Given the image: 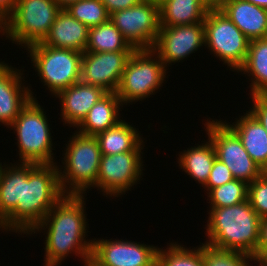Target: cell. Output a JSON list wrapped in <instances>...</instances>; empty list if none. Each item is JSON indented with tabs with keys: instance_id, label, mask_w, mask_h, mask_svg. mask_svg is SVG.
<instances>
[{
	"instance_id": "cell-37",
	"label": "cell",
	"mask_w": 267,
	"mask_h": 266,
	"mask_svg": "<svg viewBox=\"0 0 267 266\" xmlns=\"http://www.w3.org/2000/svg\"><path fill=\"white\" fill-rule=\"evenodd\" d=\"M205 7L210 10H221L230 0H201Z\"/></svg>"
},
{
	"instance_id": "cell-7",
	"label": "cell",
	"mask_w": 267,
	"mask_h": 266,
	"mask_svg": "<svg viewBox=\"0 0 267 266\" xmlns=\"http://www.w3.org/2000/svg\"><path fill=\"white\" fill-rule=\"evenodd\" d=\"M31 64L52 96L80 81L82 52L36 43L28 46Z\"/></svg>"
},
{
	"instance_id": "cell-35",
	"label": "cell",
	"mask_w": 267,
	"mask_h": 266,
	"mask_svg": "<svg viewBox=\"0 0 267 266\" xmlns=\"http://www.w3.org/2000/svg\"><path fill=\"white\" fill-rule=\"evenodd\" d=\"M253 258L255 261L267 262V217L261 219L259 241Z\"/></svg>"
},
{
	"instance_id": "cell-27",
	"label": "cell",
	"mask_w": 267,
	"mask_h": 266,
	"mask_svg": "<svg viewBox=\"0 0 267 266\" xmlns=\"http://www.w3.org/2000/svg\"><path fill=\"white\" fill-rule=\"evenodd\" d=\"M87 52L135 51L124 39L120 30L109 19L89 28Z\"/></svg>"
},
{
	"instance_id": "cell-19",
	"label": "cell",
	"mask_w": 267,
	"mask_h": 266,
	"mask_svg": "<svg viewBox=\"0 0 267 266\" xmlns=\"http://www.w3.org/2000/svg\"><path fill=\"white\" fill-rule=\"evenodd\" d=\"M221 11L251 41L267 38V10L244 0H230Z\"/></svg>"
},
{
	"instance_id": "cell-39",
	"label": "cell",
	"mask_w": 267,
	"mask_h": 266,
	"mask_svg": "<svg viewBox=\"0 0 267 266\" xmlns=\"http://www.w3.org/2000/svg\"><path fill=\"white\" fill-rule=\"evenodd\" d=\"M7 31V17L0 11V33L6 36Z\"/></svg>"
},
{
	"instance_id": "cell-23",
	"label": "cell",
	"mask_w": 267,
	"mask_h": 266,
	"mask_svg": "<svg viewBox=\"0 0 267 266\" xmlns=\"http://www.w3.org/2000/svg\"><path fill=\"white\" fill-rule=\"evenodd\" d=\"M208 11L201 0H165L159 5L160 26L201 23Z\"/></svg>"
},
{
	"instance_id": "cell-38",
	"label": "cell",
	"mask_w": 267,
	"mask_h": 266,
	"mask_svg": "<svg viewBox=\"0 0 267 266\" xmlns=\"http://www.w3.org/2000/svg\"><path fill=\"white\" fill-rule=\"evenodd\" d=\"M17 0H0V11L8 17L14 10Z\"/></svg>"
},
{
	"instance_id": "cell-29",
	"label": "cell",
	"mask_w": 267,
	"mask_h": 266,
	"mask_svg": "<svg viewBox=\"0 0 267 266\" xmlns=\"http://www.w3.org/2000/svg\"><path fill=\"white\" fill-rule=\"evenodd\" d=\"M207 194V200L210 203L209 208L228 207L247 200L248 184L233 179L222 186L211 189Z\"/></svg>"
},
{
	"instance_id": "cell-3",
	"label": "cell",
	"mask_w": 267,
	"mask_h": 266,
	"mask_svg": "<svg viewBox=\"0 0 267 266\" xmlns=\"http://www.w3.org/2000/svg\"><path fill=\"white\" fill-rule=\"evenodd\" d=\"M208 215L205 244L253 257L261 218L248 200L228 207L210 208Z\"/></svg>"
},
{
	"instance_id": "cell-4",
	"label": "cell",
	"mask_w": 267,
	"mask_h": 266,
	"mask_svg": "<svg viewBox=\"0 0 267 266\" xmlns=\"http://www.w3.org/2000/svg\"><path fill=\"white\" fill-rule=\"evenodd\" d=\"M68 142L62 159L64 170L58 165L61 189L64 194L83 195L96 187L102 153L95 136L76 131Z\"/></svg>"
},
{
	"instance_id": "cell-10",
	"label": "cell",
	"mask_w": 267,
	"mask_h": 266,
	"mask_svg": "<svg viewBox=\"0 0 267 266\" xmlns=\"http://www.w3.org/2000/svg\"><path fill=\"white\" fill-rule=\"evenodd\" d=\"M211 120L207 119L204 127L207 138L214 146L216 158L229 168L234 179L252 183L264 171L253 161L240 138L224 121Z\"/></svg>"
},
{
	"instance_id": "cell-13",
	"label": "cell",
	"mask_w": 267,
	"mask_h": 266,
	"mask_svg": "<svg viewBox=\"0 0 267 266\" xmlns=\"http://www.w3.org/2000/svg\"><path fill=\"white\" fill-rule=\"evenodd\" d=\"M158 247L128 240L93 239L92 266H156Z\"/></svg>"
},
{
	"instance_id": "cell-21",
	"label": "cell",
	"mask_w": 267,
	"mask_h": 266,
	"mask_svg": "<svg viewBox=\"0 0 267 266\" xmlns=\"http://www.w3.org/2000/svg\"><path fill=\"white\" fill-rule=\"evenodd\" d=\"M123 107L121 100L116 92H107L95 105L89 110L87 116L77 126V132L86 136H96L113 126L120 119V108ZM119 116V117H118Z\"/></svg>"
},
{
	"instance_id": "cell-24",
	"label": "cell",
	"mask_w": 267,
	"mask_h": 266,
	"mask_svg": "<svg viewBox=\"0 0 267 266\" xmlns=\"http://www.w3.org/2000/svg\"><path fill=\"white\" fill-rule=\"evenodd\" d=\"M178 156L179 168L204 187L216 158V152L210 139L208 138L206 143L183 150Z\"/></svg>"
},
{
	"instance_id": "cell-43",
	"label": "cell",
	"mask_w": 267,
	"mask_h": 266,
	"mask_svg": "<svg viewBox=\"0 0 267 266\" xmlns=\"http://www.w3.org/2000/svg\"><path fill=\"white\" fill-rule=\"evenodd\" d=\"M255 263H258V266H267V262H261V261H256ZM248 266H251L250 264Z\"/></svg>"
},
{
	"instance_id": "cell-41",
	"label": "cell",
	"mask_w": 267,
	"mask_h": 266,
	"mask_svg": "<svg viewBox=\"0 0 267 266\" xmlns=\"http://www.w3.org/2000/svg\"><path fill=\"white\" fill-rule=\"evenodd\" d=\"M267 10V0H244Z\"/></svg>"
},
{
	"instance_id": "cell-33",
	"label": "cell",
	"mask_w": 267,
	"mask_h": 266,
	"mask_svg": "<svg viewBox=\"0 0 267 266\" xmlns=\"http://www.w3.org/2000/svg\"><path fill=\"white\" fill-rule=\"evenodd\" d=\"M233 179L234 177L229 168L218 158H215L210 176L203 188L206 189L208 193L211 189L222 186Z\"/></svg>"
},
{
	"instance_id": "cell-20",
	"label": "cell",
	"mask_w": 267,
	"mask_h": 266,
	"mask_svg": "<svg viewBox=\"0 0 267 266\" xmlns=\"http://www.w3.org/2000/svg\"><path fill=\"white\" fill-rule=\"evenodd\" d=\"M238 118H236V122L232 123L233 125L224 122L240 138L243 147L253 161L264 172H267V132L265 128L249 111Z\"/></svg>"
},
{
	"instance_id": "cell-15",
	"label": "cell",
	"mask_w": 267,
	"mask_h": 266,
	"mask_svg": "<svg viewBox=\"0 0 267 266\" xmlns=\"http://www.w3.org/2000/svg\"><path fill=\"white\" fill-rule=\"evenodd\" d=\"M133 52H83L80 81L101 87L106 92H116Z\"/></svg>"
},
{
	"instance_id": "cell-31",
	"label": "cell",
	"mask_w": 267,
	"mask_h": 266,
	"mask_svg": "<svg viewBox=\"0 0 267 266\" xmlns=\"http://www.w3.org/2000/svg\"><path fill=\"white\" fill-rule=\"evenodd\" d=\"M203 258L205 266H248L254 261L252 256L235 251L222 250L203 243Z\"/></svg>"
},
{
	"instance_id": "cell-8",
	"label": "cell",
	"mask_w": 267,
	"mask_h": 266,
	"mask_svg": "<svg viewBox=\"0 0 267 266\" xmlns=\"http://www.w3.org/2000/svg\"><path fill=\"white\" fill-rule=\"evenodd\" d=\"M61 10L54 0H17L7 17L6 40L24 48L42 42Z\"/></svg>"
},
{
	"instance_id": "cell-22",
	"label": "cell",
	"mask_w": 267,
	"mask_h": 266,
	"mask_svg": "<svg viewBox=\"0 0 267 266\" xmlns=\"http://www.w3.org/2000/svg\"><path fill=\"white\" fill-rule=\"evenodd\" d=\"M96 139L102 154L114 155L129 151H142L144 139L138 130L125 120L97 134ZM142 145V146H141Z\"/></svg>"
},
{
	"instance_id": "cell-32",
	"label": "cell",
	"mask_w": 267,
	"mask_h": 266,
	"mask_svg": "<svg viewBox=\"0 0 267 266\" xmlns=\"http://www.w3.org/2000/svg\"><path fill=\"white\" fill-rule=\"evenodd\" d=\"M247 200L261 219L267 217V172L248 184Z\"/></svg>"
},
{
	"instance_id": "cell-1",
	"label": "cell",
	"mask_w": 267,
	"mask_h": 266,
	"mask_svg": "<svg viewBox=\"0 0 267 266\" xmlns=\"http://www.w3.org/2000/svg\"><path fill=\"white\" fill-rule=\"evenodd\" d=\"M84 196L65 194L28 234L47 230L44 266H60L73 253L82 259L84 266L90 263L93 240L85 238L89 231Z\"/></svg>"
},
{
	"instance_id": "cell-16",
	"label": "cell",
	"mask_w": 267,
	"mask_h": 266,
	"mask_svg": "<svg viewBox=\"0 0 267 266\" xmlns=\"http://www.w3.org/2000/svg\"><path fill=\"white\" fill-rule=\"evenodd\" d=\"M0 62V124L8 127L31 99H36L29 88L22 83L24 70Z\"/></svg>"
},
{
	"instance_id": "cell-36",
	"label": "cell",
	"mask_w": 267,
	"mask_h": 266,
	"mask_svg": "<svg viewBox=\"0 0 267 266\" xmlns=\"http://www.w3.org/2000/svg\"><path fill=\"white\" fill-rule=\"evenodd\" d=\"M106 7L109 14L118 10L128 9L142 0H100Z\"/></svg>"
},
{
	"instance_id": "cell-44",
	"label": "cell",
	"mask_w": 267,
	"mask_h": 266,
	"mask_svg": "<svg viewBox=\"0 0 267 266\" xmlns=\"http://www.w3.org/2000/svg\"><path fill=\"white\" fill-rule=\"evenodd\" d=\"M155 4L160 5L162 2H164L165 0H152Z\"/></svg>"
},
{
	"instance_id": "cell-5",
	"label": "cell",
	"mask_w": 267,
	"mask_h": 266,
	"mask_svg": "<svg viewBox=\"0 0 267 266\" xmlns=\"http://www.w3.org/2000/svg\"><path fill=\"white\" fill-rule=\"evenodd\" d=\"M31 99L9 126L17 136L20 163L53 164L56 162L50 124L43 107Z\"/></svg>"
},
{
	"instance_id": "cell-25",
	"label": "cell",
	"mask_w": 267,
	"mask_h": 266,
	"mask_svg": "<svg viewBox=\"0 0 267 266\" xmlns=\"http://www.w3.org/2000/svg\"><path fill=\"white\" fill-rule=\"evenodd\" d=\"M251 76V96L267 95V38L254 39L249 42L247 57L238 70Z\"/></svg>"
},
{
	"instance_id": "cell-9",
	"label": "cell",
	"mask_w": 267,
	"mask_h": 266,
	"mask_svg": "<svg viewBox=\"0 0 267 266\" xmlns=\"http://www.w3.org/2000/svg\"><path fill=\"white\" fill-rule=\"evenodd\" d=\"M203 23L207 49L238 72L245 63L250 40L221 10L208 11Z\"/></svg>"
},
{
	"instance_id": "cell-40",
	"label": "cell",
	"mask_w": 267,
	"mask_h": 266,
	"mask_svg": "<svg viewBox=\"0 0 267 266\" xmlns=\"http://www.w3.org/2000/svg\"><path fill=\"white\" fill-rule=\"evenodd\" d=\"M61 9H66L70 4L81 0H54Z\"/></svg>"
},
{
	"instance_id": "cell-34",
	"label": "cell",
	"mask_w": 267,
	"mask_h": 266,
	"mask_svg": "<svg viewBox=\"0 0 267 266\" xmlns=\"http://www.w3.org/2000/svg\"><path fill=\"white\" fill-rule=\"evenodd\" d=\"M249 112L260 122L267 132V95H252Z\"/></svg>"
},
{
	"instance_id": "cell-17",
	"label": "cell",
	"mask_w": 267,
	"mask_h": 266,
	"mask_svg": "<svg viewBox=\"0 0 267 266\" xmlns=\"http://www.w3.org/2000/svg\"><path fill=\"white\" fill-rule=\"evenodd\" d=\"M107 92L101 87L76 82L69 88L62 90L56 98H59L61 105L62 121L73 128L77 127L87 116L89 110Z\"/></svg>"
},
{
	"instance_id": "cell-2",
	"label": "cell",
	"mask_w": 267,
	"mask_h": 266,
	"mask_svg": "<svg viewBox=\"0 0 267 266\" xmlns=\"http://www.w3.org/2000/svg\"><path fill=\"white\" fill-rule=\"evenodd\" d=\"M64 195L57 163H23L22 204L4 219L5 231L28 235Z\"/></svg>"
},
{
	"instance_id": "cell-18",
	"label": "cell",
	"mask_w": 267,
	"mask_h": 266,
	"mask_svg": "<svg viewBox=\"0 0 267 266\" xmlns=\"http://www.w3.org/2000/svg\"><path fill=\"white\" fill-rule=\"evenodd\" d=\"M88 34L89 28L85 24L62 9L47 36L40 43L57 49H70L83 53L88 44Z\"/></svg>"
},
{
	"instance_id": "cell-11",
	"label": "cell",
	"mask_w": 267,
	"mask_h": 266,
	"mask_svg": "<svg viewBox=\"0 0 267 266\" xmlns=\"http://www.w3.org/2000/svg\"><path fill=\"white\" fill-rule=\"evenodd\" d=\"M110 20L135 50L152 49L160 31L159 5L152 0L110 14Z\"/></svg>"
},
{
	"instance_id": "cell-28",
	"label": "cell",
	"mask_w": 267,
	"mask_h": 266,
	"mask_svg": "<svg viewBox=\"0 0 267 266\" xmlns=\"http://www.w3.org/2000/svg\"><path fill=\"white\" fill-rule=\"evenodd\" d=\"M201 244L191 249L175 242L164 250L158 248L156 266H205Z\"/></svg>"
},
{
	"instance_id": "cell-26",
	"label": "cell",
	"mask_w": 267,
	"mask_h": 266,
	"mask_svg": "<svg viewBox=\"0 0 267 266\" xmlns=\"http://www.w3.org/2000/svg\"><path fill=\"white\" fill-rule=\"evenodd\" d=\"M0 163V216L5 219L16 207L22 204L23 163ZM4 167V169H3Z\"/></svg>"
},
{
	"instance_id": "cell-6",
	"label": "cell",
	"mask_w": 267,
	"mask_h": 266,
	"mask_svg": "<svg viewBox=\"0 0 267 266\" xmlns=\"http://www.w3.org/2000/svg\"><path fill=\"white\" fill-rule=\"evenodd\" d=\"M167 68L152 49L135 50L126 63L116 91L123 105L154 95L165 81ZM156 91V92H155Z\"/></svg>"
},
{
	"instance_id": "cell-12",
	"label": "cell",
	"mask_w": 267,
	"mask_h": 266,
	"mask_svg": "<svg viewBox=\"0 0 267 266\" xmlns=\"http://www.w3.org/2000/svg\"><path fill=\"white\" fill-rule=\"evenodd\" d=\"M143 153L129 151L114 155L102 154L96 188L106 197L126 194L140 180L143 171ZM108 195V196H107Z\"/></svg>"
},
{
	"instance_id": "cell-14",
	"label": "cell",
	"mask_w": 267,
	"mask_h": 266,
	"mask_svg": "<svg viewBox=\"0 0 267 266\" xmlns=\"http://www.w3.org/2000/svg\"><path fill=\"white\" fill-rule=\"evenodd\" d=\"M202 46H205L203 22L171 27L161 26L152 50L167 68L172 63L187 59Z\"/></svg>"
},
{
	"instance_id": "cell-30",
	"label": "cell",
	"mask_w": 267,
	"mask_h": 266,
	"mask_svg": "<svg viewBox=\"0 0 267 266\" xmlns=\"http://www.w3.org/2000/svg\"><path fill=\"white\" fill-rule=\"evenodd\" d=\"M65 10L88 28L98 26L110 19V14L100 0L77 1Z\"/></svg>"
},
{
	"instance_id": "cell-42",
	"label": "cell",
	"mask_w": 267,
	"mask_h": 266,
	"mask_svg": "<svg viewBox=\"0 0 267 266\" xmlns=\"http://www.w3.org/2000/svg\"><path fill=\"white\" fill-rule=\"evenodd\" d=\"M0 229L5 230L4 219L0 216Z\"/></svg>"
}]
</instances>
